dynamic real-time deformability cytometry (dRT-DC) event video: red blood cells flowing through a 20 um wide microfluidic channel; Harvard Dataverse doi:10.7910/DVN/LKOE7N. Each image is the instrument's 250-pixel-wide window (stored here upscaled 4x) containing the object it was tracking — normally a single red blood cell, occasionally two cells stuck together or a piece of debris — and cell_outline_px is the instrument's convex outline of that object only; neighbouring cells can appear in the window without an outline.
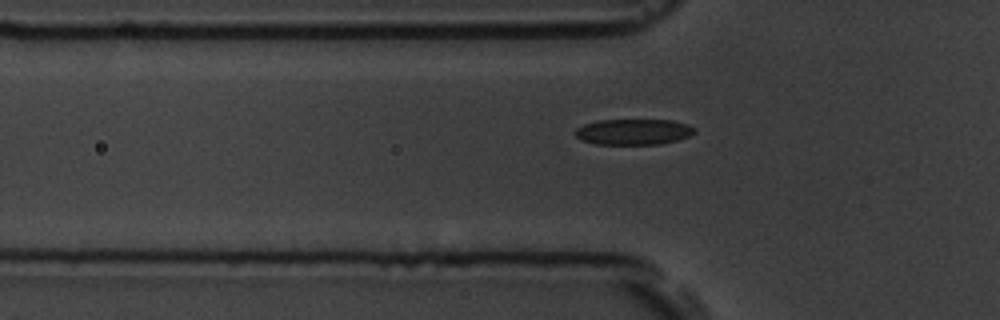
{"species": "common noctule bat (a hibernating species)", "species_latin": "Nyctalus noctula", "temperature_condition": "room temperature", "stored_images_in_passage": 7, "segment_of_instrument_passage": [2, 2], "camera_frame_rate_fps": 3000, "um_per_image_px": 0.085, "animal": {"sex": "male", "body_mass_g": 19.5, "forearm_length_mm": 54.6}, "frame": {"image": 1, "passage_image": 7, "time_ms": 7.667, "image_size_px": [1000, 320], "cell_outline_px": [[696, 132], [688, 136], [676, 140], [660, 144], [596, 144], [580, 140], [576, 136], [576, 128], [584, 124], [596, 120], [672, 120], [688, 124], [696, 128]], "centroid_in_image_um": [53.84, 11.2], "position_along_channel_um": 72.0, "area_um2": 17.98}}